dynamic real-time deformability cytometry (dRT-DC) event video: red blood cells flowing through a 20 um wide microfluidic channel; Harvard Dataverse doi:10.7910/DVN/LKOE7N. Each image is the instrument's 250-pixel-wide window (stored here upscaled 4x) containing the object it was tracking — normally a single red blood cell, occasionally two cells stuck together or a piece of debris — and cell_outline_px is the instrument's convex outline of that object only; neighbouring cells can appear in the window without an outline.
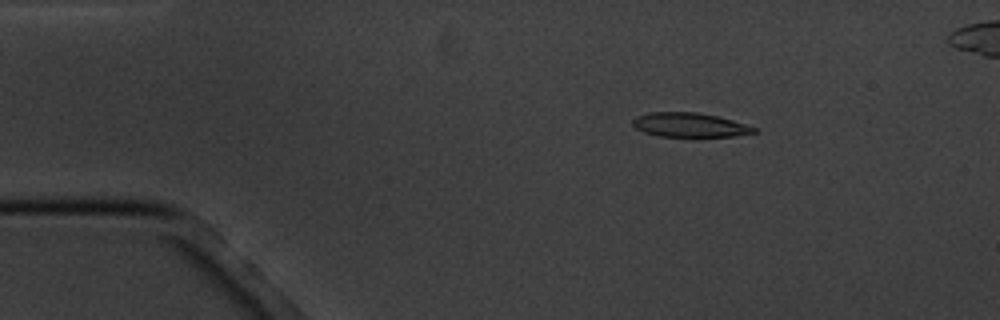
{"species": "common noctule bat (a hibernating species)", "species_latin": "Nyctalus noctula", "temperature_condition": "cold", "stored_images_in_passage": 6, "segment_of_instrument_passage": [1, 2], "camera_frame_rate_fps": 3000, "um_per_image_px": 0.085, "animal": {"sex": "male", "body_mass_g": 20.1, "forearm_length_mm": 53.5}, "frame": {"image": 1, "passage_image": 3, "time_ms": 2.333, "image_size_px": [1000, 320], "cell_outline_px": [[756, 132], [732, 136], [660, 136], [644, 132], [636, 128], [632, 124], [632, 120], [636, 116], [652, 112], [696, 112], [716, 116], [732, 120], [756, 128]], "centroid_in_image_um": [58.57, 10.61], "position_along_channel_um": 26.4, "area_um2": 16.82}}